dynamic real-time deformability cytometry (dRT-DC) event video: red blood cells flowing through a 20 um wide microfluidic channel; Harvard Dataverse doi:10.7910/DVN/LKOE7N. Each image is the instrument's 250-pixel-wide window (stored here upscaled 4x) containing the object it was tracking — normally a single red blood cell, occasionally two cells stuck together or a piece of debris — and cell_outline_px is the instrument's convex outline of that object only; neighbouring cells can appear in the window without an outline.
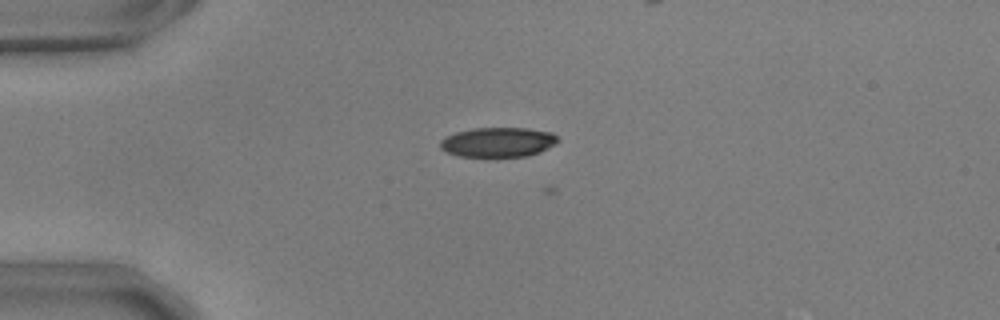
{"species": "common noctule bat (a hibernating species)", "species_latin": "Nyctalus noctula", "temperature_condition": "warm", "stored_images_in_passage": 2, "camera_frame_rate_fps": 3000, "um_per_image_px": 0.085, "animal": {"sex": "male", "body_mass_g": 17.9, "forearm_length_mm": 54.2}, "frame": {"image": 1, "passage_image": 1, "time_ms": 0.0, "image_size_px": [1000, 320], "cell_outline_px": [[560, 140], [556, 144], [540, 152], [528, 156], [488, 160], [456, 156], [440, 148], [440, 140], [456, 132], [472, 128], [528, 128], [552, 132]], "centroid_in_image_um": [42.33, 12.14], "position_along_channel_um": 42.7, "area_um2": 21.39}}